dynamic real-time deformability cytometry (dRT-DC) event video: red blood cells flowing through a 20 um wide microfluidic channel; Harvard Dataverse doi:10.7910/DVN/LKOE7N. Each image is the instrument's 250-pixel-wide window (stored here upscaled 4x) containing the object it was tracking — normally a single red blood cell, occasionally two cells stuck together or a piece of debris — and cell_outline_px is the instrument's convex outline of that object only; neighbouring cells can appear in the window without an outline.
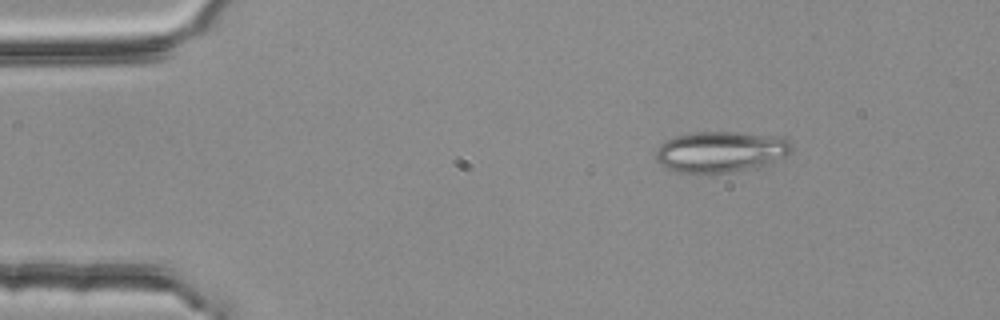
{"species": "common noctule bat (a hibernating species)", "species_latin": "Nyctalus noctula", "temperature_condition": "room temperature", "stored_images_in_passage": 3, "camera_frame_rate_fps": 3000, "um_per_image_px": 0.085, "animal": {"sex": "female", "body_mass_g": 25.1}, "frame": {"image": 1, "passage_image": 3, "time_ms": 0.667, "image_size_px": [1000, 320], "cell_outline_px": [[792, 152], [760, 168], [732, 172], [676, 172], [664, 168], [652, 156], [656, 148], [660, 144], [676, 136], [696, 132], [736, 132], [784, 136], [792, 144]], "centroid_in_image_um": [61.27, 12.9], "position_along_channel_um": 23.7, "area_um2": 32.89}}